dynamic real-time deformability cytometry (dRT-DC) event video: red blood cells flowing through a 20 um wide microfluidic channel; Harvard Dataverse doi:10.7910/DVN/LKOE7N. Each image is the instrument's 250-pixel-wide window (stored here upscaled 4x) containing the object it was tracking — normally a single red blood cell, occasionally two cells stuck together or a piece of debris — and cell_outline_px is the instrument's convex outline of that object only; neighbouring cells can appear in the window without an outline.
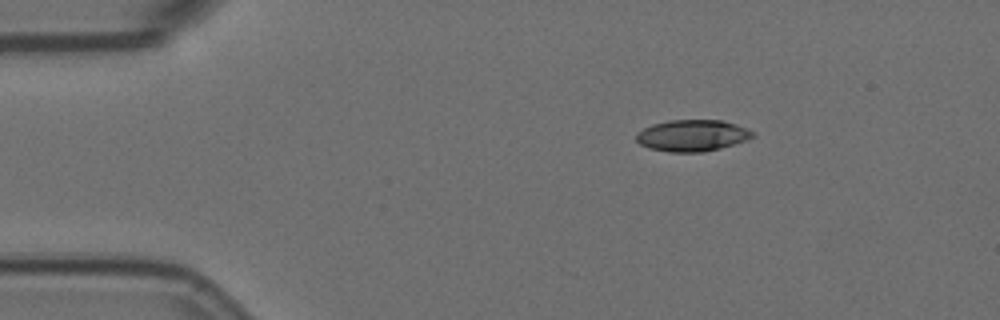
{"species": "Egyptian fruit bat (a non-hibernating species)", "species_latin": "Rousettus aegyptiacus", "temperature_condition": "room temperature", "stored_images_in_passage": 4, "camera_frame_rate_fps": 3000, "um_per_image_px": 0.085, "animal": {"sex": "female"}, "frame": {"image": 1, "passage_image": 2, "time_ms": 0.333, "image_size_px": [1000, 320], "cell_outline_px": [[756, 136], [748, 140], [720, 148], [704, 152], [668, 152], [648, 148], [640, 144], [636, 140], [636, 132], [652, 124], [668, 120], [720, 120], [736, 124], [752, 132]], "centroid_in_image_um": [58.82, 11.52], "position_along_channel_um": 26.2, "area_um2": 21.44}}
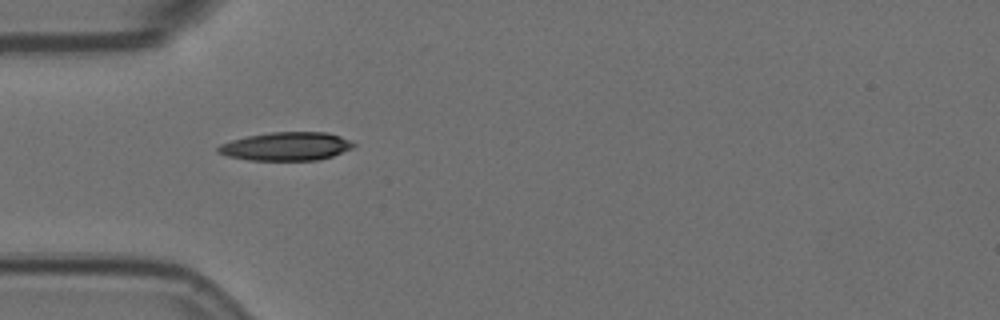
{"frame": {"image": 2, "passage_image": 4, "time_ms": 1.0, "image_size_px": [1000, 320], "cell_outline_px": [[356, 144], [352, 148], [332, 156], [320, 160], [248, 160], [228, 156], [216, 152], [216, 148], [220, 144], [232, 140], [248, 136], [272, 132], [328, 132], [352, 140]], "centroid_in_image_um": [24.35, 12.44], "position_along_channel_um": 60.7, "area_um2": 22.48}}